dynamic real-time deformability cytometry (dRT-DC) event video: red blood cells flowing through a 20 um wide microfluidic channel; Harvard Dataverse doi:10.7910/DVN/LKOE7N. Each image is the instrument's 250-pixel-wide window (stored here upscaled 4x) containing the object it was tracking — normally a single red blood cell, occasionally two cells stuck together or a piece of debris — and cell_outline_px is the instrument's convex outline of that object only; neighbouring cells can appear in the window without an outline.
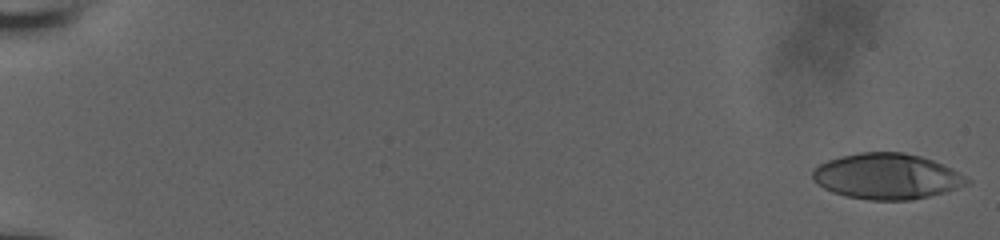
{"species": "human", "species_latin": "Homo sapiens", "temperature_condition": "room temperature", "stored_images_in_passage": 55, "camera_frame_rate_fps": 3000, "um_per_image_px": 0.085, "donor": {"sex": "male"}, "frame": {"image": 1, "passage_image": 1, "time_ms": 0.0, "image_size_px": [1000, 240], "cell_outline_px": [[972, 180], [968, 184], [944, 192], [912, 200], [868, 200], [848, 196], [832, 192], [824, 188], [812, 180], [812, 168], [828, 160], [840, 156], [860, 152], [904, 152], [920, 156], [932, 160], [952, 168]], "centroid_in_image_um": [75.37, 14.98], "position_along_channel_um": 9.6, "area_um2": 41.15}}
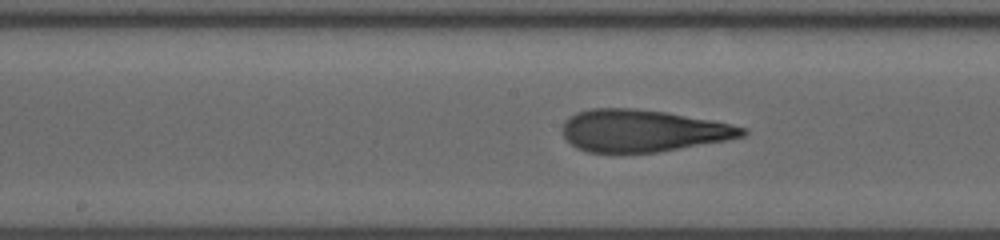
{"frame": {"image": 2, "passage_image": 31, "time_ms": 10.0, "image_size_px": [1000, 240], "cell_outline_px": [[748, 132], [744, 136], [728, 140], [656, 152], [616, 156], [588, 152], [576, 148], [564, 136], [560, 128], [564, 120], [568, 116], [576, 112], [592, 108], [636, 108], [664, 112], [712, 120], [732, 124], [748, 128]], "centroid_in_image_um": [54.57, 11.14], "position_along_channel_um": 193.6, "area_um2": 45.26}}
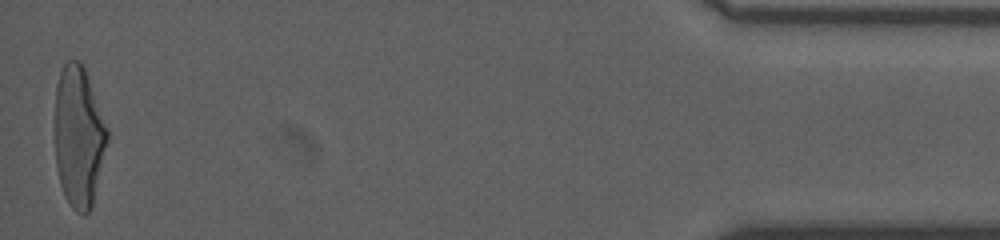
{"frame": {"image": 3, "passage_image": 55, "time_ms": 18.0, "image_size_px": [1000, 240], "cell_outline_px": [[108, 140], [92, 204], [88, 212], [84, 216], [76, 212], [68, 204], [64, 196], [60, 184], [56, 164], [56, 84], [60, 72], [64, 64], [68, 60], [80, 60], [84, 68], [108, 128]], "centroid_in_image_um": [6.69, 11.63], "position_along_channel_um": 428.5, "area_um2": 42.71}, "authors_computed_cell_mechanics": {"area_um2": 43.4656, "velocity_mm_per_s": 3.9622, "shape_relaxation_time_tau1_ms": 6.0936, "shape_relaxation_time_tau2_ms": 1.1243, "deformation_change_tau1": 0.2602, "deformation_change_tau2": 0.1059}}